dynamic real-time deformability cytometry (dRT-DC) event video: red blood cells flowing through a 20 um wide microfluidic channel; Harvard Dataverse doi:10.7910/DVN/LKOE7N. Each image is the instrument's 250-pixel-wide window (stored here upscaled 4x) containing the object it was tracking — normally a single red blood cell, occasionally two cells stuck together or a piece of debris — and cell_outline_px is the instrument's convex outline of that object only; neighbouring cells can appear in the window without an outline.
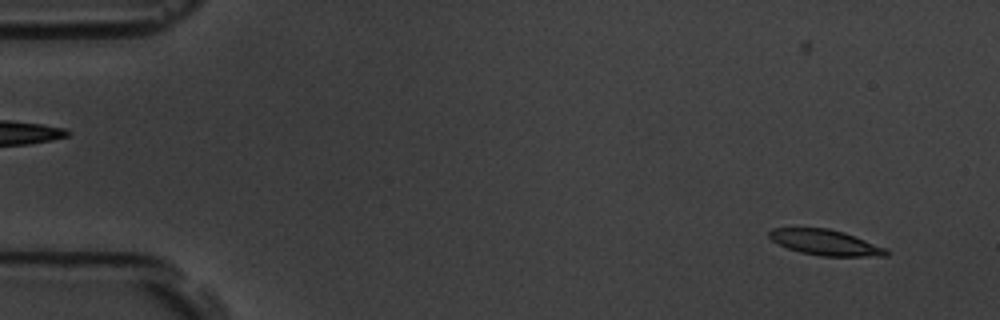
{"species": "common noctule bat (a hibernating species)", "species_latin": "Nyctalus noctula", "temperature_condition": "room temperature", "stored_images_in_passage": 9, "camera_frame_rate_fps": 3000, "um_per_image_px": 0.085, "animal": {"sex": "male", "body_mass_g": 19.5, "forearm_length_mm": 54.6}, "frame": {"image": 1, "passage_image": 1, "time_ms": 0.0, "image_size_px": [1000, 320], "cell_outline_px": [[888, 256], [820, 256], [800, 252], [788, 248], [772, 240], [768, 236], [768, 232], [772, 228], [828, 228], [844, 232], [888, 248]], "centroid_in_image_um": [70.18, 20.61], "position_along_channel_um": 14.8, "area_um2": 17.46}}
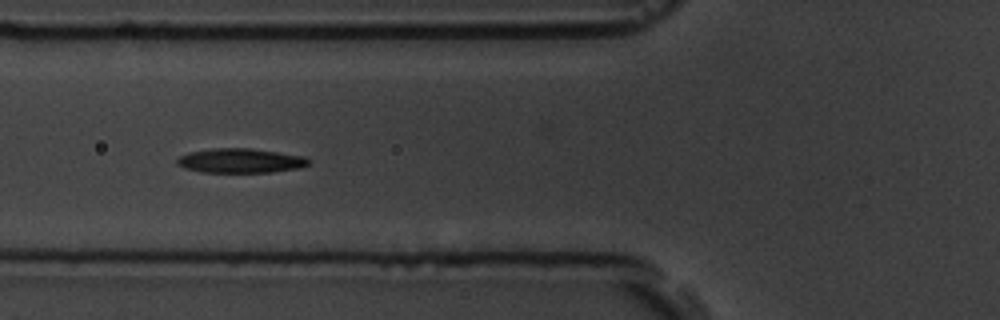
{"frame": {"image": 2, "passage_image": 6, "time_ms": 5.667, "image_size_px": [1000, 320], "cell_outline_px": [[312, 160], [308, 164], [300, 168], [272, 172], [200, 172], [184, 168], [176, 164], [176, 160], [180, 156], [188, 152], [212, 148], [248, 148], [304, 156]], "centroid_in_image_um": [20.42, 13.66], "position_along_channel_um": 105.4, "area_um2": 18.79}}
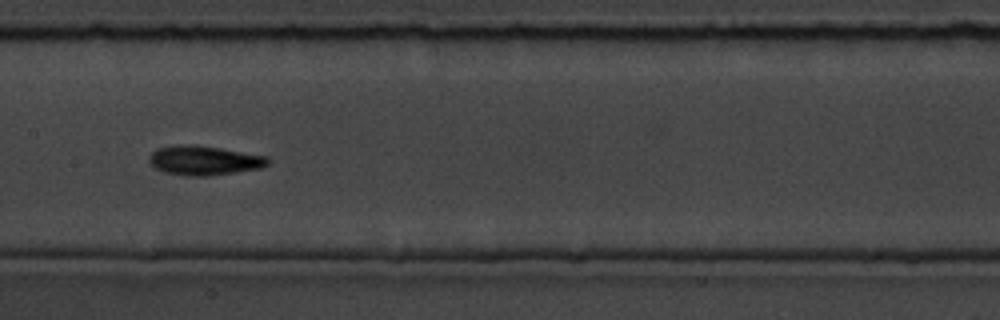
{"frame": {"image": 3, "passage_image": 8, "time_ms": 8.0, "image_size_px": [1000, 320], "cell_outline_px": [[268, 164], [260, 168], [208, 176], [188, 176], [164, 172], [156, 168], [148, 160], [148, 156], [156, 148], [180, 144], [196, 144], [268, 156]], "centroid_in_image_um": [17.32, 13.62], "position_along_channel_um": 190.1, "area_um2": 20.35}}